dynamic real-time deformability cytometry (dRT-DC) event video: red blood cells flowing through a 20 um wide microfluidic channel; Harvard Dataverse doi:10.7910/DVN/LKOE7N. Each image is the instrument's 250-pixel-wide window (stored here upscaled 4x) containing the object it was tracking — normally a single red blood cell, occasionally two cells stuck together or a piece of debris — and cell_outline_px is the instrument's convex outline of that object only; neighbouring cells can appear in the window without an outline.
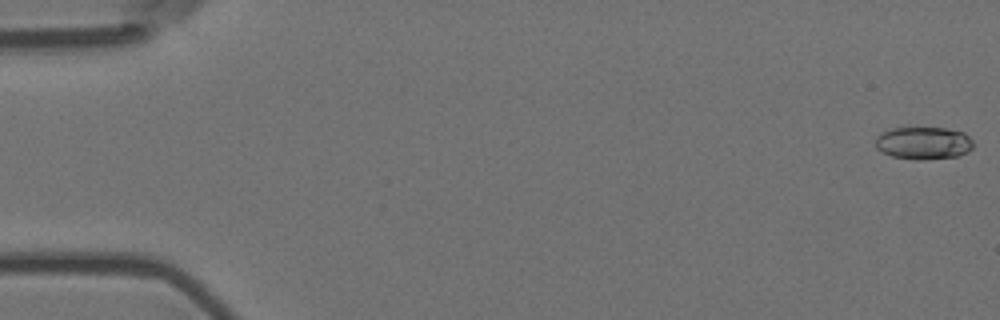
{"species": "Egyptian fruit bat (a non-hibernating species)", "species_latin": "Rousettus aegyptiacus", "temperature_condition": "room temperature", "stored_images_in_passage": 56, "camera_frame_rate_fps": 3000, "um_per_image_px": 0.085, "animal": {"sex": "female"}, "frame": {"image": 1, "passage_image": 1, "time_ms": 0.0, "image_size_px": [1000, 320], "cell_outline_px": [[972, 148], [968, 152], [960, 156], [924, 160], [920, 160], [892, 156], [876, 148], [876, 136], [880, 132], [892, 128], [944, 128], [964, 132], [972, 140]], "centroid_in_image_um": [78.5, 12.16], "position_along_channel_um": 6.5, "area_um2": 18.61}}
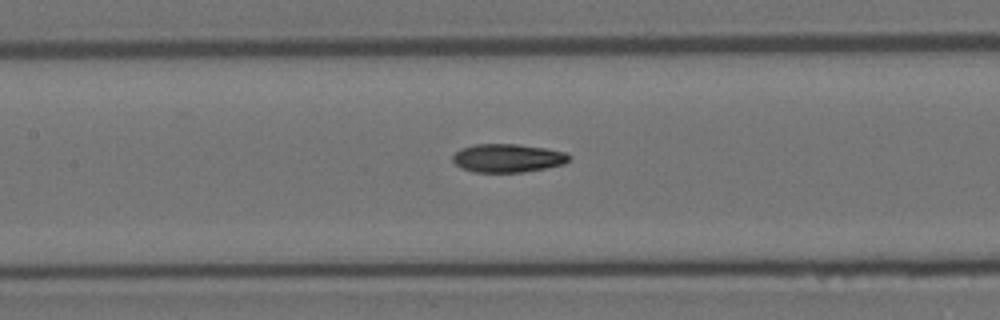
{"frame": {"image": 2, "passage_image": 26, "time_ms": 8.333, "image_size_px": [1000, 320], "cell_outline_px": [[572, 156], [564, 164], [524, 172], [472, 172], [456, 164], [452, 160], [452, 156], [460, 148], [476, 144], [516, 144], [544, 148], [564, 152]], "centroid_in_image_um": [43.14, 13.43], "position_along_channel_um": 164.3, "area_um2": 19.13}}
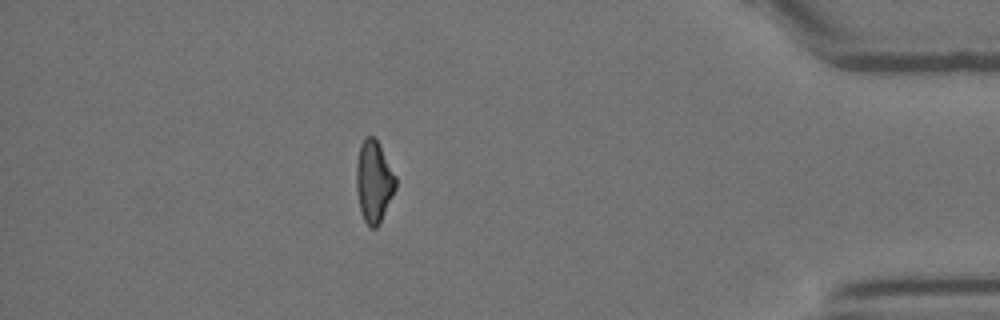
{"frame": {"image": 3, "passage_image": 49, "time_ms": 16.0, "image_size_px": [1000, 320], "cell_outline_px": [[396, 188], [380, 224], [376, 228], [372, 228], [364, 220], [360, 208], [356, 188], [356, 164], [360, 144], [368, 136], [372, 136], [376, 140], [396, 176]], "centroid_in_image_um": [31.78, 15.46], "position_along_channel_um": 403.4, "area_um2": 18.5}, "authors_computed_cell_mechanics": {"area_um2": 18.9006, "velocity_mm_per_s": 3.6983, "shape_relaxation_time_tau1_ms": 6.6245, "shape_relaxation_time_tau2_ms": 6.7121, "deformation_change_tau1": 0.2049, "deformation_change_tau2": 0.1022}}